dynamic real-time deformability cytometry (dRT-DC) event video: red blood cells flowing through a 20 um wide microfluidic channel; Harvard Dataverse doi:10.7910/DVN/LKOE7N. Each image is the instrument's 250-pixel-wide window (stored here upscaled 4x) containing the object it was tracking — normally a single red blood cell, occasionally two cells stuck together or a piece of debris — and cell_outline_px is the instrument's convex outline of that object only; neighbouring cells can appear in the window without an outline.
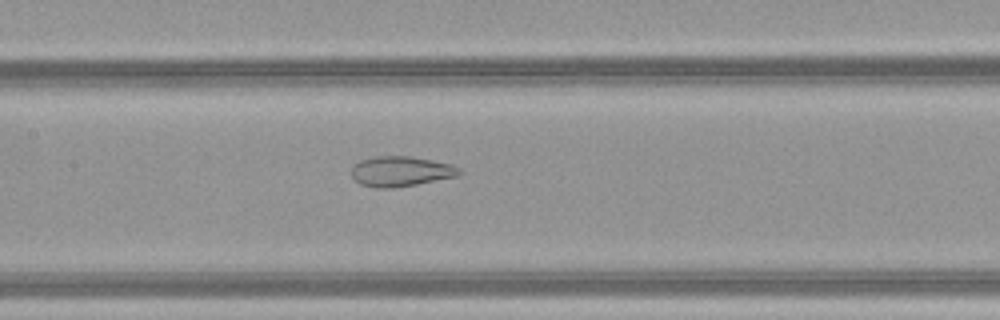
{"species": "common noctule bat (a hibernating species)", "species_latin": "Nyctalus noctula", "temperature_condition": "warm", "stored_images_in_passage": 49, "camera_frame_rate_fps": 3000, "um_per_image_px": 0.085, "animal": {"sex": "female", "body_mass_g": 21.9}, "frame": {"image": 1, "passage_image": 24, "time_ms": 7.667, "image_size_px": [1000, 320], "cell_outline_px": [[460, 176], [416, 184], [392, 188], [376, 188], [360, 184], [352, 176], [352, 164], [360, 160], [376, 156], [408, 156], [432, 160], [452, 164], [460, 168]], "centroid_in_image_um": [34.07, 14.56], "position_along_channel_um": 173.3, "area_um2": 19.02}}
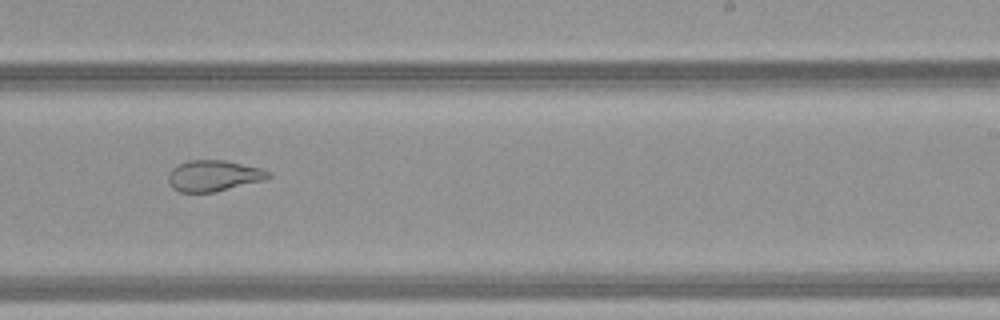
{"frame": {"image": 2, "passage_image": 31, "time_ms": 10.0, "image_size_px": [1000, 320], "cell_outline_px": [[272, 176], [264, 180], [216, 192], [180, 192], [172, 188], [168, 180], [168, 172], [172, 168], [188, 160], [224, 160], [260, 168], [272, 172]], "centroid_in_image_um": [18.16, 14.94], "position_along_channel_um": 270.8, "area_um2": 18.15}}
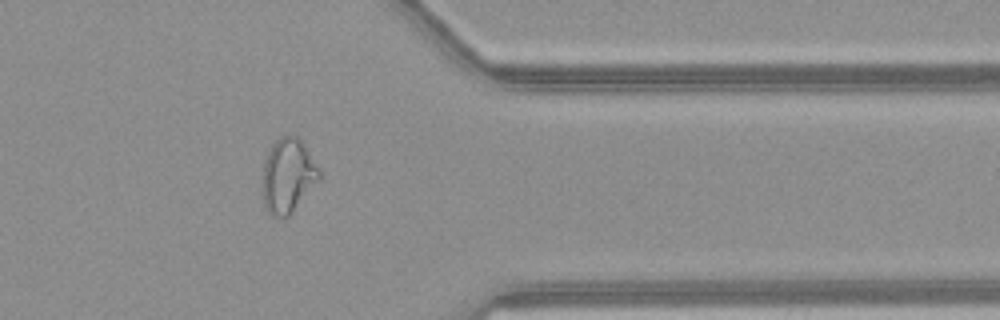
{"frame": {"image": 3, "passage_image": 40, "time_ms": 13.0, "image_size_px": [1000, 320], "cell_outline_px": [[320, 180], [288, 216], [272, 216], [264, 208], [260, 188], [264, 160], [272, 144], [280, 136], [292, 132], [300, 140], [320, 172]], "centroid_in_image_um": [24.41, 14.93], "position_along_channel_um": 387.0, "area_um2": 24.8}, "authors_computed_cell_mechanics": {"area_um2": 25.7788, "velocity_mm_per_s": 4.2034, "shape_relaxation_time_tau1_ms": null, "shape_relaxation_time_tau2_ms": 1.3469, "deformation_change_tau1": null, "deformation_change_tau2": 0.0864}}